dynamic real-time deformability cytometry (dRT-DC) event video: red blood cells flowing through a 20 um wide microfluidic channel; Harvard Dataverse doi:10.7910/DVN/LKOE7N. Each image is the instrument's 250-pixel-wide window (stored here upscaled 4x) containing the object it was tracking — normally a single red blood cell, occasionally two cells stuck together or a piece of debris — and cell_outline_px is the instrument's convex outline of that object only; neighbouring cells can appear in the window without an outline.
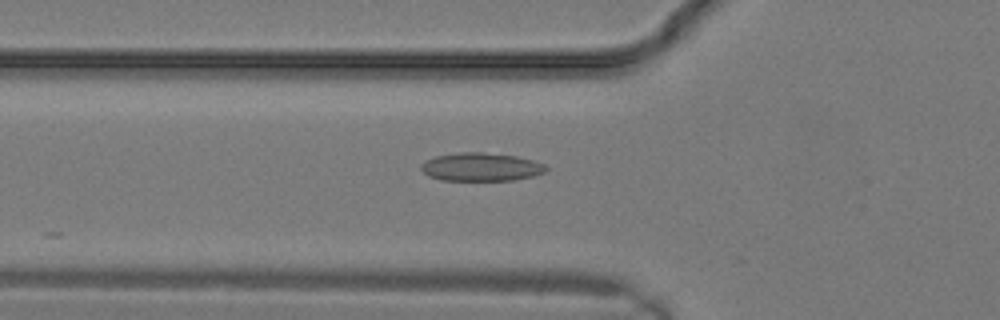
{"species": "common noctule bat (a hibernating species)", "species_latin": "Nyctalus noctula", "temperature_condition": "warm", "stored_images_in_passage": 7, "camera_frame_rate_fps": 3000, "um_per_image_px": 0.085, "animal": {"sex": "male", "body_mass_g": 19.2, "forearm_length_mm": 51.8}, "frame": {"image": 1, "passage_image": 2, "time_ms": 0.333, "image_size_px": [1000, 320], "cell_outline_px": [[548, 168], [544, 172], [532, 176], [512, 180], [440, 180], [428, 176], [420, 168], [420, 164], [436, 156], [460, 152], [484, 152], [516, 156], [532, 160], [544, 164]], "centroid_in_image_um": [40.87, 14.19], "position_along_channel_um": 84.9, "area_um2": 20.46}}
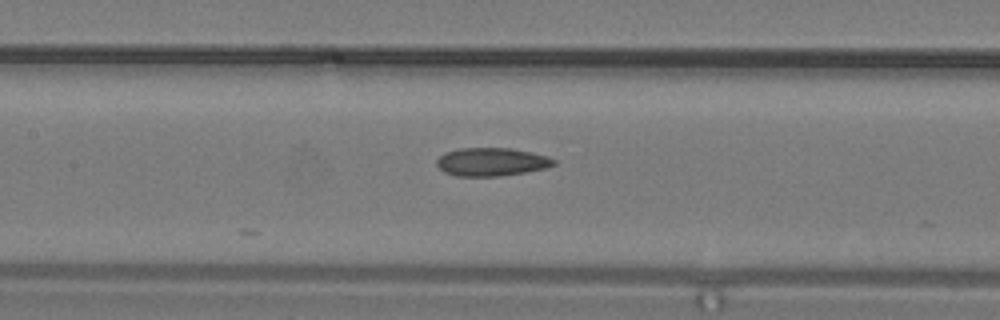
{"frame": {"image": 2, "passage_image": 5, "time_ms": 1.333, "image_size_px": [1000, 320], "cell_outline_px": [[556, 164], [544, 168], [524, 172], [500, 176], [456, 176], [444, 172], [436, 164], [436, 160], [444, 152], [460, 148], [512, 148], [548, 156], [556, 160]], "centroid_in_image_um": [41.76, 13.75], "position_along_channel_um": 165.6, "area_um2": 19.25}}
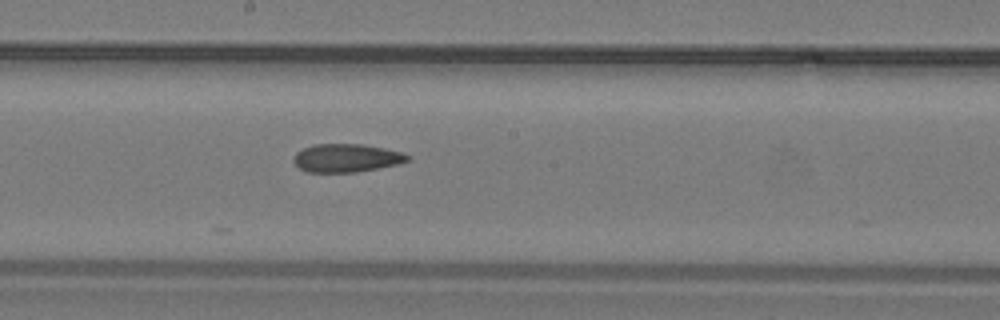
{"frame": {"image": 3, "passage_image": 7, "time_ms": 2.0, "image_size_px": [1000, 320], "cell_outline_px": [[408, 160], [400, 164], [356, 172], [308, 172], [300, 168], [292, 160], [296, 152], [304, 148], [316, 144], [360, 144], [384, 148], [400, 152], [408, 156]], "centroid_in_image_um": [29.42, 13.43], "position_along_channel_um": 218.8, "area_um2": 18.55}}